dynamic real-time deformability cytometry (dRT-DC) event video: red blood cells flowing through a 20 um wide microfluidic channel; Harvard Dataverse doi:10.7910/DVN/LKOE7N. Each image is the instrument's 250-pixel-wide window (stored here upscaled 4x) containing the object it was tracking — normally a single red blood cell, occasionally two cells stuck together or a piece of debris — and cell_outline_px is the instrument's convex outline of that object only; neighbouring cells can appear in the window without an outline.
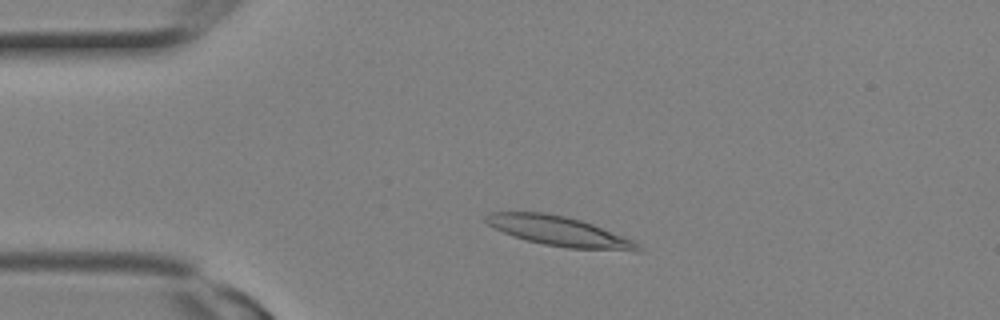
{"species": "Egyptian fruit bat (a non-hibernating species)", "species_latin": "Rousettus aegyptiacus", "temperature_condition": "room temperature", "stored_images_in_passage": 2, "camera_frame_rate_fps": 3000, "um_per_image_px": 0.085, "animal": {"sex": "female"}, "frame": {"image": 1, "passage_image": 2, "time_ms": 0.333, "image_size_px": [1000, 320], "cell_outline_px": [[644, 252], [636, 252], [568, 248], [544, 244], [512, 236], [488, 224], [484, 220], [484, 216], [488, 212], [544, 212], [564, 216], [580, 220], [592, 224], [632, 240], [644, 248]], "centroid_in_image_um": [47.57, 19.67], "position_along_channel_um": 37.4, "area_um2": 26.3}}